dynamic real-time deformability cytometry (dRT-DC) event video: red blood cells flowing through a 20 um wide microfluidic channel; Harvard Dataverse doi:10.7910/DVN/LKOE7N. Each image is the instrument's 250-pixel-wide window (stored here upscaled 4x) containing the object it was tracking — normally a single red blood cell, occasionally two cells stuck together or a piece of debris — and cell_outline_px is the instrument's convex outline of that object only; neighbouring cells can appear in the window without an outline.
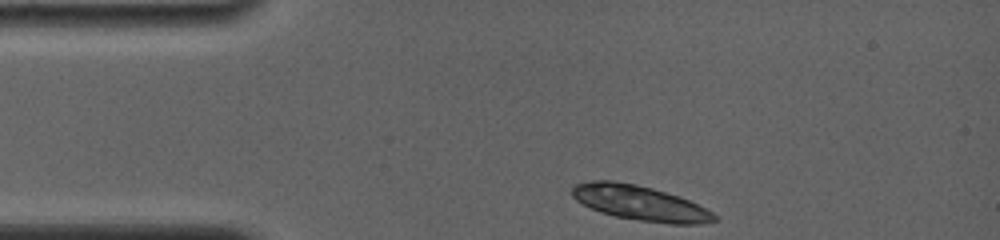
{"species": "common noctule bat (a hibernating species)", "species_latin": "Nyctalus noctula", "temperature_condition": "room temperature", "stored_images_in_passage": 5, "camera_frame_rate_fps": 4000, "um_per_image_px": 0.085, "animal": {"sex": "female", "body_mass_g": 19.0, "forearm_length_mm": 56.7}, "frame": {"image": 1, "passage_image": 1, "time_ms": 0.0, "image_size_px": [1000, 240], "cell_outline_px": [[720, 220], [700, 224], [668, 224], [640, 220], [616, 216], [600, 212], [576, 200], [572, 196], [572, 188], [576, 184], [592, 180], [612, 180], [636, 184], [652, 188], [680, 196], [712, 212]], "centroid_in_image_um": [54.41, 17.25], "position_along_channel_um": 30.6, "area_um2": 28.78}}